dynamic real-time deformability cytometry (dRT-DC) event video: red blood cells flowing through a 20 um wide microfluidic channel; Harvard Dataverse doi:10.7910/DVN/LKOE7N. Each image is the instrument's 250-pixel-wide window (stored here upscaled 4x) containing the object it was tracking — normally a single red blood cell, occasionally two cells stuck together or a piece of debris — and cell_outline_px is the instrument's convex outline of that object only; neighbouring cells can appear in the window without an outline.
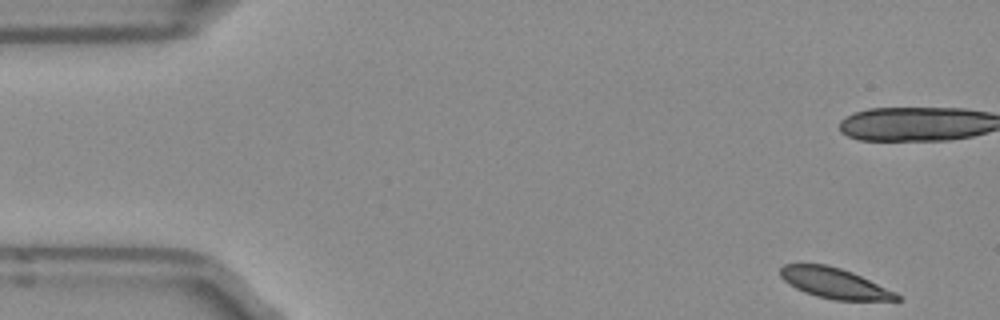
{"species": "Egyptian fruit bat (a non-hibernating species)", "species_latin": "Rousettus aegyptiacus", "temperature_condition": "room temperature", "stored_images_in_passage": 50, "camera_frame_rate_fps": 3000, "um_per_image_px": 0.085, "frame": {"image": 1, "passage_image": 1, "time_ms": 0.0, "image_size_px": [1000, 320], "cell_outline_px": [[900, 300], [832, 300], [816, 296], [804, 292], [788, 284], [780, 276], [780, 268], [784, 264], [828, 264], [852, 272], [896, 292], [900, 296]], "centroid_in_image_um": [70.9, 24.07], "position_along_channel_um": 14.1, "area_um2": 20.58}, "authors_computed_cell_mechanics": {"area_um2": 21.9351, "velocity_mm_per_s": 3.8888, "shape_relaxation_time_tau1_ms": 8.6153, "shape_relaxation_time_tau2_ms": null, "deformation_change_tau1": 0.1207, "deformation_change_tau2": null}}